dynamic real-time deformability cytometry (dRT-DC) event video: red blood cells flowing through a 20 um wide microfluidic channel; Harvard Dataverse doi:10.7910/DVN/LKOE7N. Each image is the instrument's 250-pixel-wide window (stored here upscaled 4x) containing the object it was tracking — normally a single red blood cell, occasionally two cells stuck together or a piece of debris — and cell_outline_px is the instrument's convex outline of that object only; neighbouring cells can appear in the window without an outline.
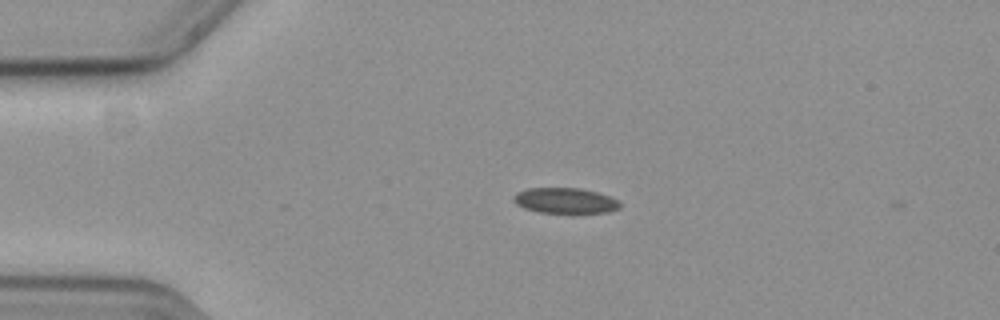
{"species": "common noctule bat (a hibernating species)", "species_latin": "Nyctalus noctula", "temperature_condition": "cold", "stored_images_in_passage": 45, "camera_frame_rate_fps": 3000, "um_per_image_px": 0.085, "animal": {"sex": "female", "body_mass_g": 19.3, "forearm_length_mm": 54.1}, "frame": {"image": 1, "passage_image": 1, "time_ms": 0.0, "image_size_px": [1000, 320], "cell_outline_px": [[620, 208], [608, 212], [572, 216], [540, 212], [524, 208], [516, 204], [512, 200], [512, 196], [528, 188], [580, 188], [596, 192], [608, 196], [616, 200], [620, 204]], "centroid_in_image_um": [48.05, 17.11], "position_along_channel_um": 37.0, "area_um2": 16.47}}
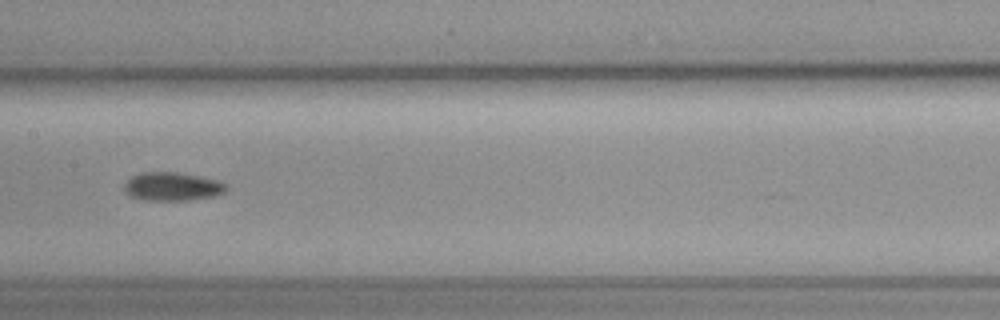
{"frame": {"image": 2, "passage_image": 17, "time_ms": 5.333, "image_size_px": [1000, 320], "cell_outline_px": [[228, 188], [224, 192], [216, 196], [188, 200], [144, 200], [128, 196], [124, 192], [124, 184], [132, 176], [140, 172], [176, 172], [220, 180]], "centroid_in_image_um": [14.62, 15.86], "position_along_channel_um": 192.8, "area_um2": 17.05}}
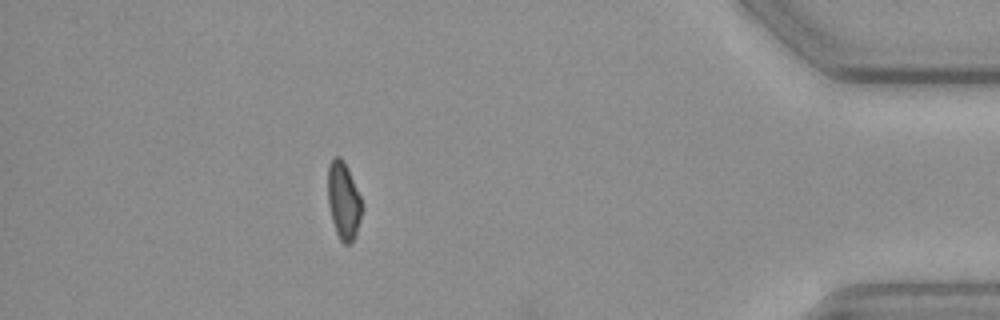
{"frame": {"image": 3, "passage_image": 39, "time_ms": 12.667, "image_size_px": [1000, 320], "cell_outline_px": [[364, 208], [356, 232], [352, 240], [348, 244], [344, 244], [340, 240], [336, 232], [332, 220], [328, 204], [328, 164], [336, 156], [340, 156], [344, 160], [348, 168], [364, 204]], "centroid_in_image_um": [29.21, 17.03], "position_along_channel_um": 406.0, "area_um2": 15.49}, "authors_computed_cell_mechanics": {"area_um2": 15.8372, "velocity_mm_per_s": 3.6138, "shape_relaxation_time_tau1_ms": 10.2207, "shape_relaxation_time_tau2_ms": 5.2807, "deformation_change_tau1": 0.1739, "deformation_change_tau2": 0.1023}}